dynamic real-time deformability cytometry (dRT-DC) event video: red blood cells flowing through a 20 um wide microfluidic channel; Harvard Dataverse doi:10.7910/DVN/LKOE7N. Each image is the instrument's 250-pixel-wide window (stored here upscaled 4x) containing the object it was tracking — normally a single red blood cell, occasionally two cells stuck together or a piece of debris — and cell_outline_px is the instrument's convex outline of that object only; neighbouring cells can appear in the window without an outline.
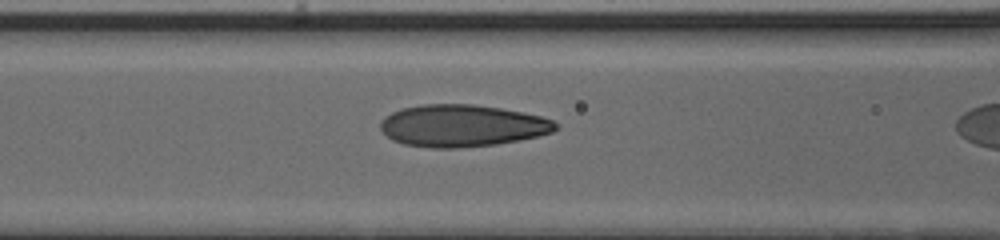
{"species": "human", "species_latin": "Homo sapiens", "temperature_condition": "cold", "stored_images_in_passage": 26, "camera_frame_rate_fps": 3000, "um_per_image_px": 0.085, "donor": {"sex": "male"}, "frame": {"image": 1, "passage_image": 22, "time_ms": 7.0, "image_size_px": [1000, 240], "cell_outline_px": [[560, 128], [552, 132], [520, 140], [496, 144], [460, 148], [432, 148], [404, 144], [392, 140], [380, 128], [380, 120], [384, 116], [392, 112], [404, 108], [420, 104], [472, 104], [500, 108], [524, 112], [540, 116], [552, 120], [560, 124]], "centroid_in_image_um": [39.29, 10.68], "position_along_channel_um": 127.3, "area_um2": 43.12}}
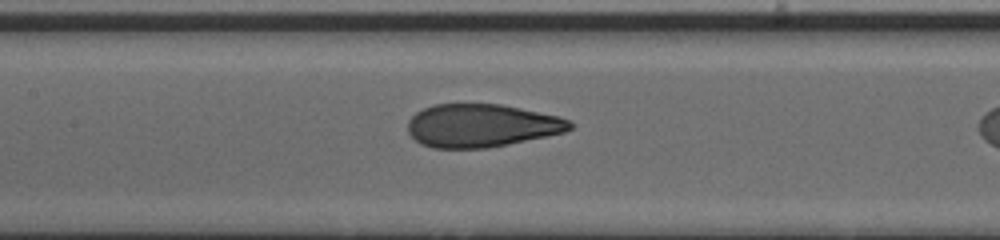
{"frame": {"image": 2, "passage_image": 25, "time_ms": 8.0, "image_size_px": [1000, 240], "cell_outline_px": [[576, 124], [572, 128], [564, 132], [508, 144], [488, 148], [432, 148], [420, 144], [408, 132], [408, 120], [416, 112], [432, 104], [500, 104], [560, 116]], "centroid_in_image_um": [40.92, 10.67], "position_along_channel_um": 166.5, "area_um2": 40.75}}